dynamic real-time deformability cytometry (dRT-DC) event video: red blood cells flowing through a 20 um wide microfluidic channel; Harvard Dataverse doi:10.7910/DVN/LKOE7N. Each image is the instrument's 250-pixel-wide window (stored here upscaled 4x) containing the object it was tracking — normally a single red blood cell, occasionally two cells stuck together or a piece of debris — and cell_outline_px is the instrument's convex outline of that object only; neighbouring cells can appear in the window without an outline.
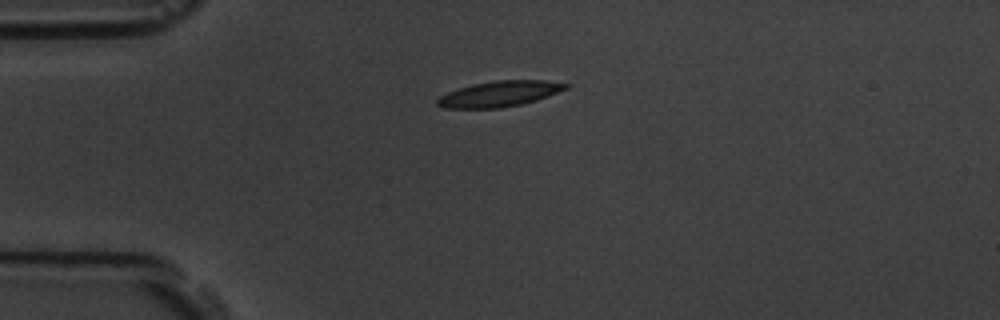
{"species": "common noctule bat (a hibernating species)", "species_latin": "Nyctalus noctula", "temperature_condition": "room temperature", "stored_images_in_passage": 45, "camera_frame_rate_fps": 3000, "um_per_image_px": 0.085, "animal": {"sex": "male", "body_mass_g": 19.5, "forearm_length_mm": 54.6}, "frame": {"image": 1, "passage_image": 1, "time_ms": 0.0, "image_size_px": [1000, 320], "cell_outline_px": [[572, 84], [568, 88], [548, 96], [536, 100], [520, 104], [500, 108], [444, 108], [436, 104], [436, 100], [440, 96], [448, 92], [472, 84], [496, 80], [544, 80]], "centroid_in_image_um": [42.47, 7.97], "position_along_channel_um": 42.5, "area_um2": 19.13}}
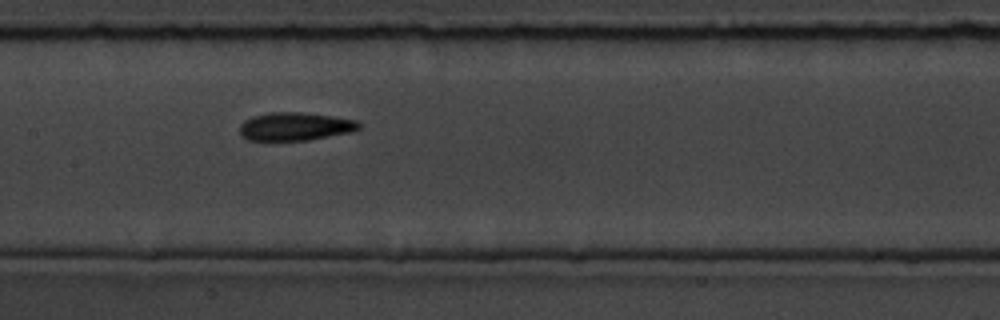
{"frame": {"image": 2, "passage_image": 15, "time_ms": 4.667, "image_size_px": [1000, 320], "cell_outline_px": [[360, 128], [352, 132], [308, 140], [248, 140], [240, 136], [240, 124], [244, 120], [252, 116], [272, 112], [300, 112], [332, 116], [356, 120], [360, 124]], "centroid_in_image_um": [25.07, 10.75], "position_along_channel_um": 182.3, "area_um2": 19.59}}
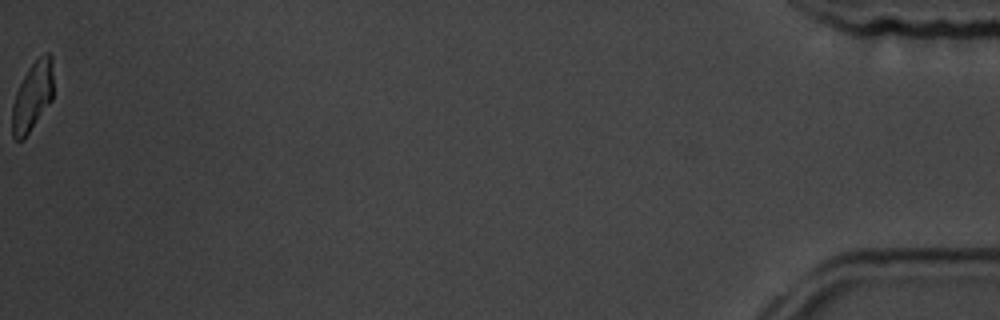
{"frame": {"image": 3, "passage_image": 45, "time_ms": 14.667, "image_size_px": [1000, 320], "cell_outline_px": [[52, 100], [24, 140], [16, 140], [12, 136], [12, 104], [16, 92], [28, 68], [44, 52], [48, 52], [52, 56]], "centroid_in_image_um": [2.75, 8.21], "position_along_channel_um": 432.4, "area_um2": 16.59}, "authors_computed_cell_mechanics": {"area_um2": 18.8428, "velocity_mm_per_s": 3.5312, "shape_relaxation_time_tau1_ms": 3.9735, "shape_relaxation_time_tau2_ms": 5.8865, "deformation_change_tau1": 0.1448, "deformation_change_tau2": 0.1061}}